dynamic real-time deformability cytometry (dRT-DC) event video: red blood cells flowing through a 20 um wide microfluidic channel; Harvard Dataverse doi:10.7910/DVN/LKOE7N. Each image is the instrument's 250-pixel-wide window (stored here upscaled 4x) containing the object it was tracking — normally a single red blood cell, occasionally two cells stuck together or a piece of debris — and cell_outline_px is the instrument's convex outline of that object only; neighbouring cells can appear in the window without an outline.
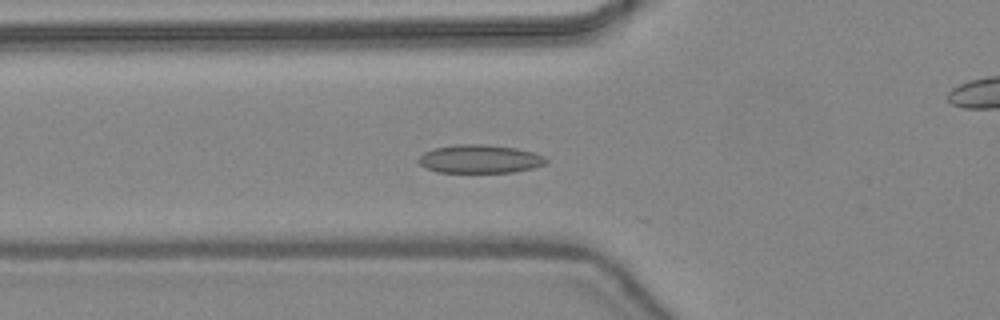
{"species": "common noctule bat (a hibernating species)", "species_latin": "Nyctalus noctula", "temperature_condition": "warm", "stored_images_in_passage": 17, "camera_frame_rate_fps": 3000, "um_per_image_px": 0.085, "animal": {"sex": "female", "body_mass_g": 24.6, "forearm_length_mm": 56.2}, "frame": {"image": 1, "passage_image": 5, "time_ms": 1.333, "image_size_px": [1000, 320], "cell_outline_px": [[548, 160], [544, 164], [532, 168], [512, 172], [436, 172], [420, 164], [416, 160], [424, 152], [436, 148], [456, 144], [484, 144], [516, 148], [532, 152], [544, 156]], "centroid_in_image_um": [40.77, 13.51], "position_along_channel_um": 85.0, "area_um2": 20.92}}
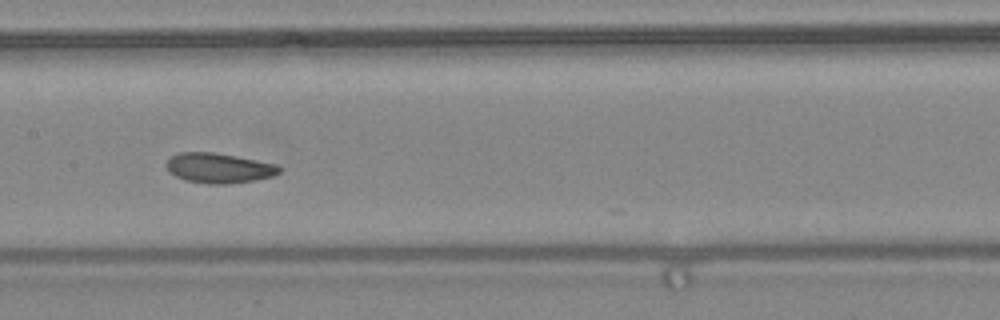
{"frame": {"image": 2, "passage_image": 12, "time_ms": 3.667, "image_size_px": [1000, 320], "cell_outline_px": [[280, 172], [272, 176], [256, 180], [224, 184], [208, 184], [184, 180], [168, 172], [164, 164], [172, 156], [180, 152], [212, 152], [236, 156], [276, 164], [280, 168]], "centroid_in_image_um": [18.56, 14.29], "position_along_channel_um": 188.8, "area_um2": 19.71}}
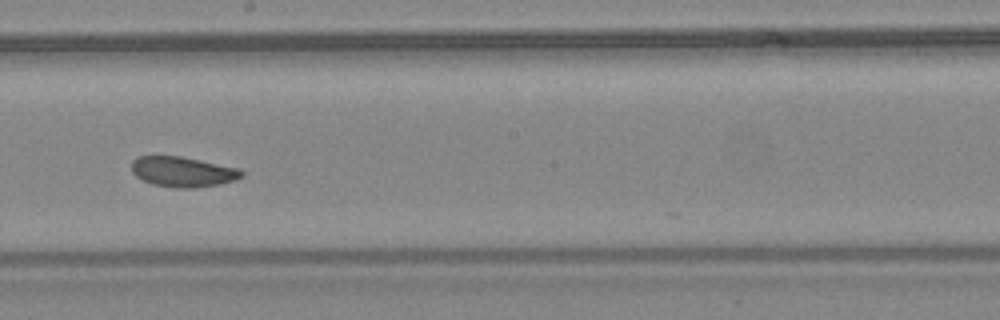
{"frame": {"image": 3, "passage_image": 15, "time_ms": 4.667, "image_size_px": [1000, 320], "cell_outline_px": [[244, 176], [236, 180], [220, 184], [196, 188], [176, 188], [152, 184], [136, 176], [132, 172], [132, 160], [136, 156], [180, 156], [240, 168], [244, 172]], "centroid_in_image_um": [15.57, 14.6], "position_along_channel_um": 232.6, "area_um2": 19.54}}